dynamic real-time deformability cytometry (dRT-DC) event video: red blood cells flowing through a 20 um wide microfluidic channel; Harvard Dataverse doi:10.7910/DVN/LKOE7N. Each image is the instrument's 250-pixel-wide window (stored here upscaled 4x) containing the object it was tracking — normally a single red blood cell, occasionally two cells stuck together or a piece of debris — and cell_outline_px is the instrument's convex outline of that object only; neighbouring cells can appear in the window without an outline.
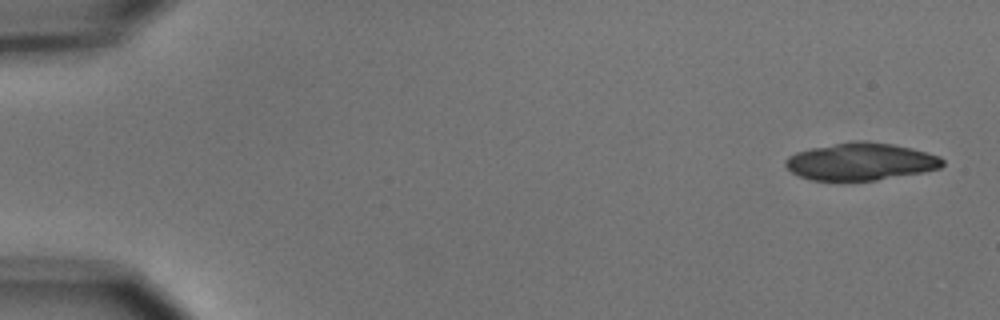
{"species": "common noctule bat (a hibernating species)", "species_latin": "Nyctalus noctula", "temperature_condition": "cold", "stored_images_in_passage": 4, "camera_frame_rate_fps": 3000, "um_per_image_px": 0.085, "animal": {"sex": "male", "body_mass_g": 15.6}, "frame": {"image": 1, "passage_image": 1, "time_ms": 0.0, "image_size_px": [1000, 320], "cell_outline_px": [[944, 164], [940, 168], [924, 172], [876, 180], [812, 180], [800, 176], [792, 172], [784, 164], [784, 160], [788, 156], [796, 152], [812, 148], [852, 140], [864, 140], [892, 144], [912, 148], [940, 156], [944, 160]], "centroid_in_image_um": [73.17, 13.72], "position_along_channel_um": 11.8, "area_um2": 34.22}}